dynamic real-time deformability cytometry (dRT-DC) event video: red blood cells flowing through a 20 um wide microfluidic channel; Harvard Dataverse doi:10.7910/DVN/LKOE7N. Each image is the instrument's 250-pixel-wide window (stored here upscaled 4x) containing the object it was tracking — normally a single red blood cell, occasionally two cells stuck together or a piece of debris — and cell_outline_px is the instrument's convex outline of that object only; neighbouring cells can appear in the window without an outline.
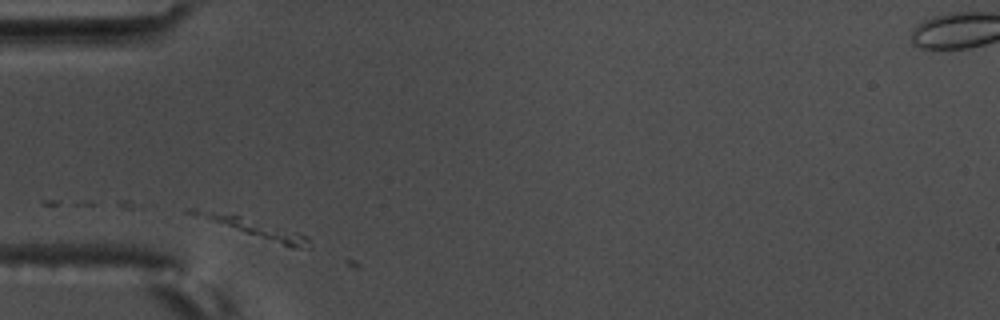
{"species": "common noctule bat (a hibernating species)", "species_latin": "Nyctalus noctula", "temperature_condition": "warm", "stored_images_in_passage": 2, "camera_frame_rate_fps": 3000, "um_per_image_px": 0.085, "animal": {"sex": "male", "body_mass_g": 17.5, "forearm_length_mm": 52.3}, "frame": {"image": 1, "passage_image": 1, "time_ms": 0.0, "image_size_px": [1000, 320], "cell_outline_px": [[312, 248], [308, 248], [284, 244], [244, 232], [184, 212], [184, 208], [192, 208], [240, 216], [300, 232], [308, 236], [312, 244]], "centroid_in_image_um": [21.67, 19.36], "position_along_channel_um": 63.3, "area_um2": 11.73}}